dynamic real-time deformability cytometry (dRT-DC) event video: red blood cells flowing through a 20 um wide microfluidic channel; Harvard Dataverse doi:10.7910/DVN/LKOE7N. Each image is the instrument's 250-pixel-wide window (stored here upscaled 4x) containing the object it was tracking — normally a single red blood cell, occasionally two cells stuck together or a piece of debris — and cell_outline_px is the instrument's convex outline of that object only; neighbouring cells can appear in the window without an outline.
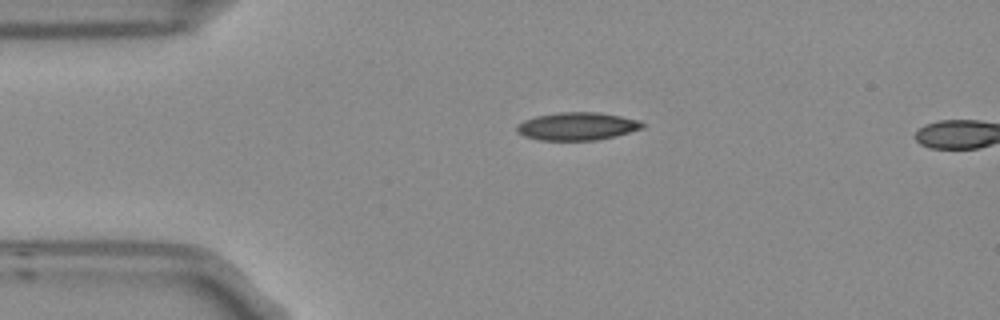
{"species": "Egyptian fruit bat (a non-hibernating species)", "species_latin": "Rousettus aegyptiacus", "temperature_condition": "room temperature", "stored_images_in_passage": 2, "camera_frame_rate_fps": 3000, "um_per_image_px": 0.085, "frame": {"image": 1, "passage_image": 1, "time_ms": 0.0, "image_size_px": [1000, 320], "cell_outline_px": [[644, 128], [616, 136], [596, 140], [540, 140], [524, 136], [516, 132], [516, 128], [524, 120], [536, 116], [560, 112], [596, 112], [620, 116], [640, 120], [644, 124]], "centroid_in_image_um": [49.08, 10.73], "position_along_channel_um": 35.9, "area_um2": 20.35}}